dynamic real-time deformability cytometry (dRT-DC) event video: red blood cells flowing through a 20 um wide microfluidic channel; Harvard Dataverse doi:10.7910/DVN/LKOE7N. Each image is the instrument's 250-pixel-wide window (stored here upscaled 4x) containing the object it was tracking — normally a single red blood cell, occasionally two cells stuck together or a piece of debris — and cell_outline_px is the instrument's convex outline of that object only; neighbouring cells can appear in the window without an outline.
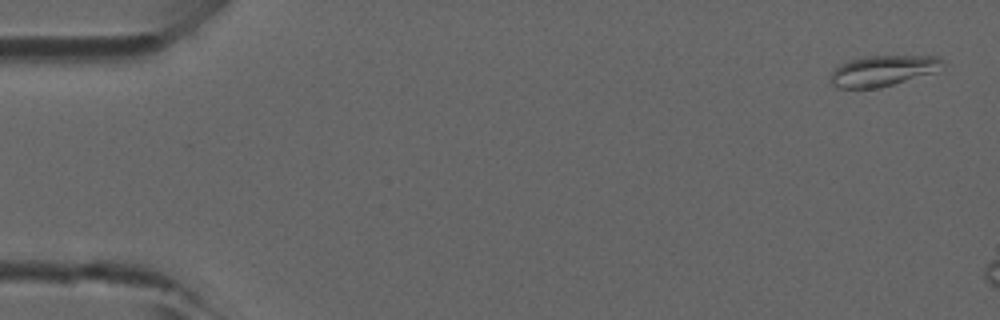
{"species": "common noctule bat (a hibernating species)", "species_latin": "Nyctalus noctula", "temperature_condition": "room temperature", "stored_images_in_passage": 9, "camera_frame_rate_fps": 3000, "um_per_image_px": 0.085, "animal": {"sex": "male", "forearm_length_mm": 52.5}, "frame": {"image": 1, "passage_image": 1, "time_ms": 0.0, "image_size_px": [1000, 320], "cell_outline_px": [[944, 60], [932, 72], [880, 88], [836, 88], [832, 84], [832, 72], [840, 64], [848, 60], [868, 56], [940, 56]], "centroid_in_image_um": [74.98, 6.01], "position_along_channel_um": 10.0, "area_um2": 19.54}}